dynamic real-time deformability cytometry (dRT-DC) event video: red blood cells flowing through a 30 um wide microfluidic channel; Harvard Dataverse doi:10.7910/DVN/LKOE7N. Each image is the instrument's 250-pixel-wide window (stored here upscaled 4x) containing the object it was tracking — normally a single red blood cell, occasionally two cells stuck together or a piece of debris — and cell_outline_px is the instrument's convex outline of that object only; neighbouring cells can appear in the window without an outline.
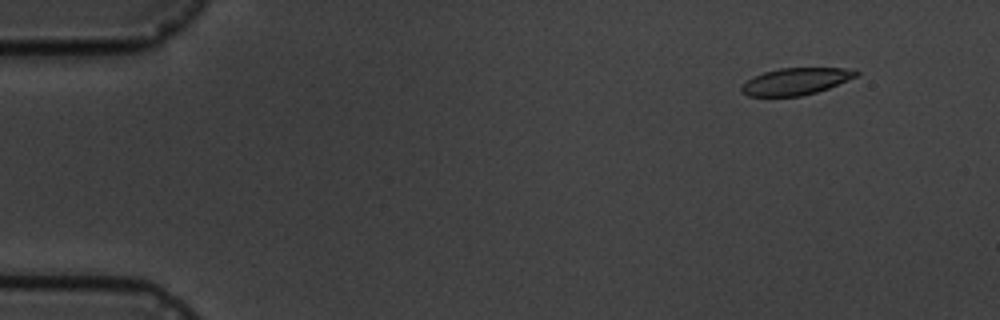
{"species": "common noctule bat (a hibernating species)", "species_latin": "Nyctalus noctula", "temperature_condition": "cold", "stored_images_in_passage": 9, "camera_frame_rate_fps": 3000, "um_per_image_px": 0.085, "animal": {"sex": "male", "body_mass_g": 19.5, "forearm_length_mm": 54.6}, "frame": {"image": 1, "passage_image": 1, "time_ms": 0.0, "image_size_px": [1000, 320], "cell_outline_px": [[860, 72], [856, 76], [828, 88], [816, 92], [800, 96], [748, 96], [740, 92], [740, 88], [752, 76], [764, 72], [780, 68], [856, 68]], "centroid_in_image_um": [67.64, 6.91], "position_along_channel_um": 17.4, "area_um2": 17.92}}
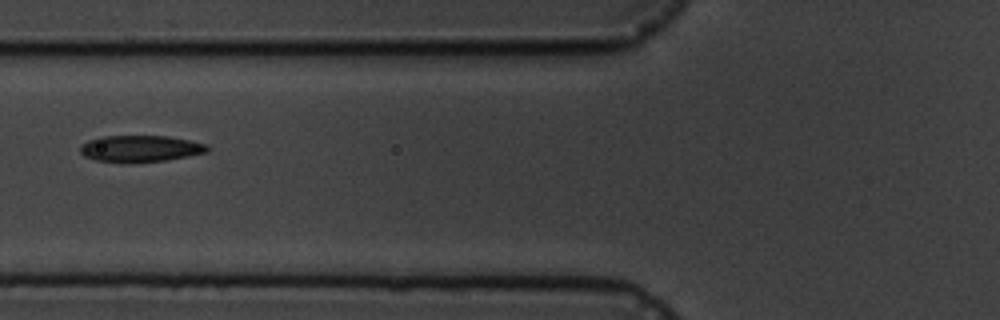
{"frame": {"image": 2, "passage_image": 6, "time_ms": 5.667, "image_size_px": [1000, 320], "cell_outline_px": [[208, 152], [188, 156], [164, 160], [96, 160], [84, 156], [80, 152], [80, 148], [88, 140], [100, 136], [168, 136], [208, 144]], "centroid_in_image_um": [11.96, 12.59], "position_along_channel_um": 113.8, "area_um2": 18.84}}
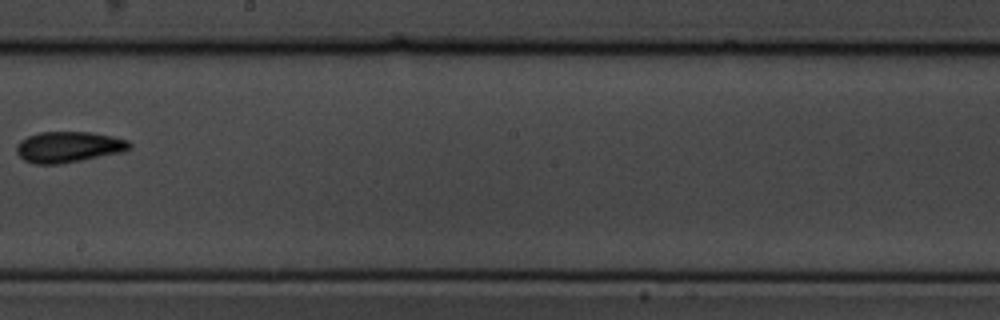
{"frame": {"image": 3, "passage_image": 9, "time_ms": 9.333, "image_size_px": [1000, 320], "cell_outline_px": [[132, 148], [120, 152], [60, 164], [36, 164], [24, 160], [16, 152], [16, 144], [20, 140], [28, 136], [40, 132], [88, 132], [112, 136], [128, 140], [132, 144]], "centroid_in_image_um": [5.8, 12.48], "position_along_channel_um": 242.4, "area_um2": 20.23}}